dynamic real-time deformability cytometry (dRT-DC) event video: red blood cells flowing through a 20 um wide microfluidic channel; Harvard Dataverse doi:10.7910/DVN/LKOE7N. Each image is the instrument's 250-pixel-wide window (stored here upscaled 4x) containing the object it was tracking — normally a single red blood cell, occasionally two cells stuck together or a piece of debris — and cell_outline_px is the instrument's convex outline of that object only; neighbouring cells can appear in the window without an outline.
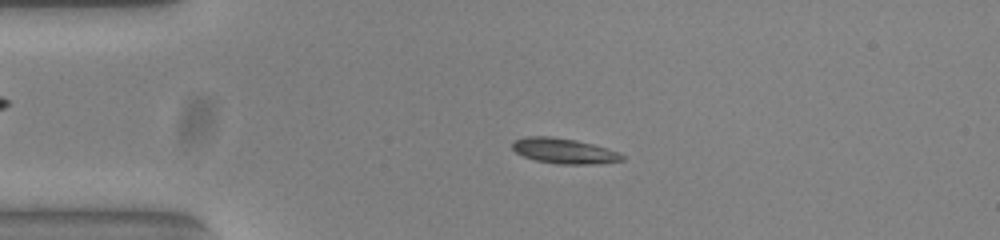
{"species": "common noctule bat (a hibernating species)", "species_latin": "Nyctalus noctula", "temperature_condition": "warm", "stored_images_in_passage": 52, "camera_frame_rate_fps": 3000, "um_per_image_px": 0.085, "animal": {"sex": "female", "body_mass_g": 23.0, "forearm_length_mm": 53.4}, "frame": {"image": 1, "passage_image": 11, "time_ms": 3.333, "image_size_px": [1000, 240], "cell_outline_px": [[624, 160], [584, 164], [560, 164], [536, 160], [524, 156], [516, 152], [512, 148], [512, 144], [516, 140], [528, 136], [548, 136], [576, 140], [592, 144], [616, 152], [624, 156]], "centroid_in_image_um": [47.89, 12.82], "position_along_channel_um": 37.1, "area_um2": 15.66}}
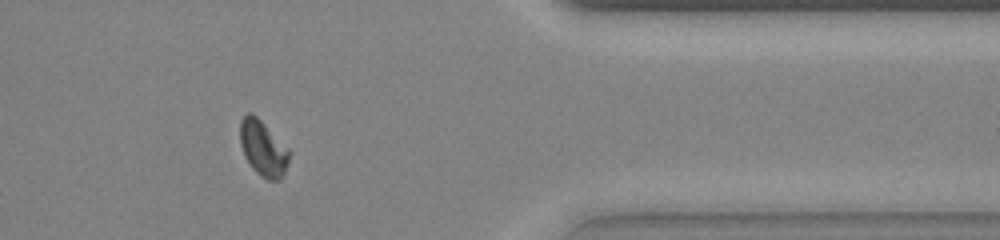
{"frame": {"image": 2, "passage_image": 43, "time_ms": 14.0, "image_size_px": [1000, 240], "cell_outline_px": [[292, 152], [288, 164], [280, 180], [268, 180], [260, 176], [252, 168], [244, 156], [240, 144], [240, 120], [248, 112], [252, 112]], "centroid_in_image_um": [22.36, 12.62], "position_along_channel_um": 389.0, "area_um2": 15.95}}
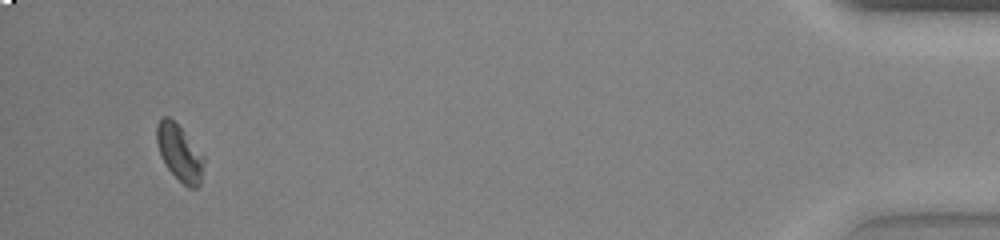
{"frame": {"image": 3, "passage_image": 50, "time_ms": 16.333, "image_size_px": [1000, 240], "cell_outline_px": [[204, 160], [200, 184], [196, 188], [188, 188], [168, 168], [160, 156], [156, 140], [156, 128], [160, 120], [164, 116], [168, 116], [180, 128], [204, 156]], "centroid_in_image_um": [15.25, 13.0], "position_along_channel_um": 420.0, "area_um2": 15.03}, "authors_computed_cell_mechanics": {"area_um2": 15.317, "velocity_mm_per_s": 3.8261, "shape_relaxation_time_tau1_ms": 2.708, "shape_relaxation_time_tau2_ms": 4.0135, "deformation_change_tau1": 0.1349, "deformation_change_tau2": 0.0925}}